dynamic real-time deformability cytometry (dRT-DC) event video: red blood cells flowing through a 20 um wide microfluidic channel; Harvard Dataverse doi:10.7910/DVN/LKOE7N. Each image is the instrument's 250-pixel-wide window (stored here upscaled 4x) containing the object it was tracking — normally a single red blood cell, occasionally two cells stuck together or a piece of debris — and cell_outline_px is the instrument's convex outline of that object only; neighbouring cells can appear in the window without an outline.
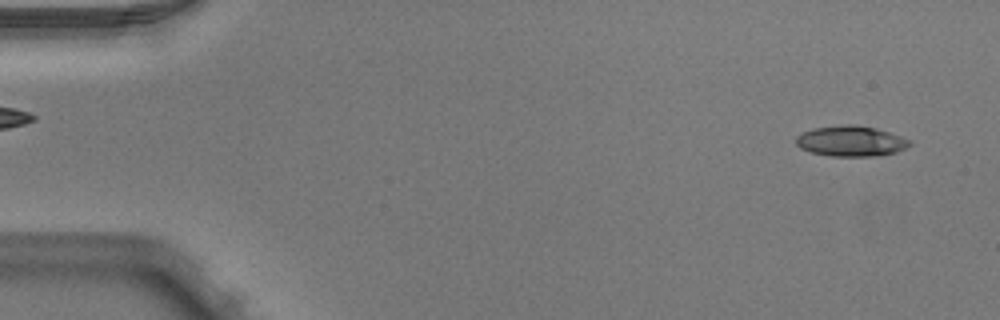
{"species": "Egyptian fruit bat (a non-hibernating species)", "species_latin": "Rousettus aegyptiacus", "temperature_condition": "warm", "stored_images_in_passage": 49, "camera_frame_rate_fps": 3000, "um_per_image_px": 0.085, "animal": {"sex": "male"}, "frame": {"image": 1, "passage_image": 2, "time_ms": 0.333, "image_size_px": [1000, 320], "cell_outline_px": [[912, 144], [896, 152], [872, 156], [832, 156], [808, 152], [800, 148], [796, 144], [796, 136], [800, 132], [812, 128], [840, 124], [856, 124], [876, 128], [912, 140]], "centroid_in_image_um": [72.28, 11.98], "position_along_channel_um": 12.7, "area_um2": 20.46}}
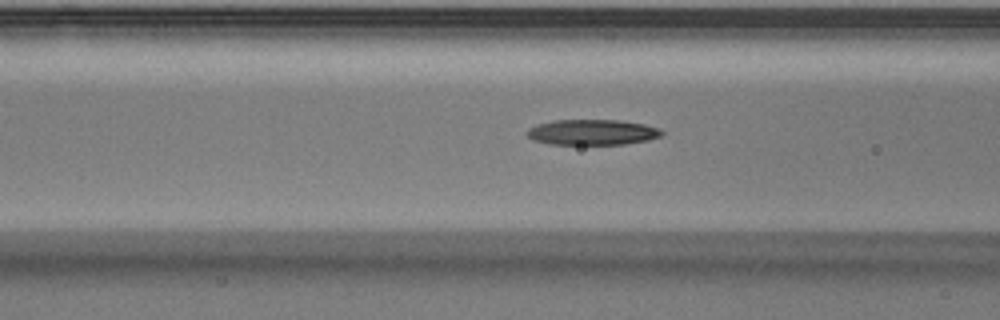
{"frame": {"image": 2, "passage_image": 19, "time_ms": 6.0, "image_size_px": [1000, 320], "cell_outline_px": [[664, 132], [660, 136], [648, 140], [624, 144], [552, 144], [532, 140], [524, 132], [528, 128], [540, 124], [556, 120], [616, 120], [644, 124], [660, 128]], "centroid_in_image_um": [50.34, 11.24], "position_along_channel_um": 116.3, "area_um2": 19.94}}
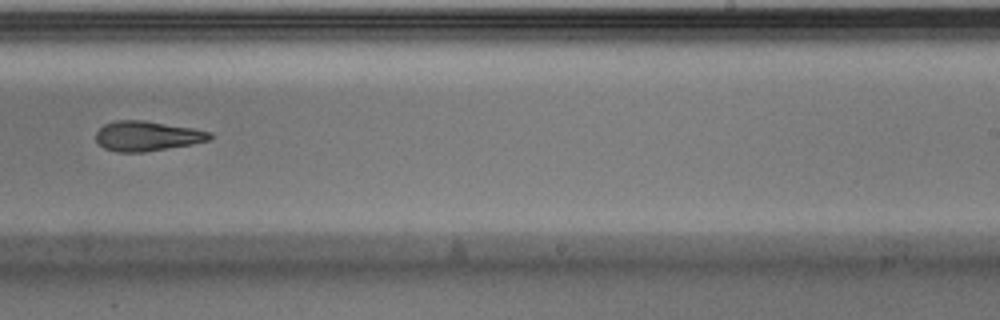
{"frame": {"image": 3, "passage_image": 31, "time_ms": 10.0, "image_size_px": [1000, 320], "cell_outline_px": [[212, 136], [208, 140], [192, 144], [144, 152], [116, 152], [104, 148], [96, 140], [96, 132], [104, 124], [116, 120], [144, 120], [192, 128], [212, 132]], "centroid_in_image_um": [12.48, 11.56], "position_along_channel_um": 276.5, "area_um2": 19.77}, "authors_computed_cell_mechanics": {"area_um2": 20.1722, "velocity_mm_per_s": 4.0074, "shape_relaxation_time_tau1_ms": 7.4307, "shape_relaxation_time_tau2_ms": 6.927, "deformation_change_tau1": 0.2311, "deformation_change_tau2": 0.2111}}